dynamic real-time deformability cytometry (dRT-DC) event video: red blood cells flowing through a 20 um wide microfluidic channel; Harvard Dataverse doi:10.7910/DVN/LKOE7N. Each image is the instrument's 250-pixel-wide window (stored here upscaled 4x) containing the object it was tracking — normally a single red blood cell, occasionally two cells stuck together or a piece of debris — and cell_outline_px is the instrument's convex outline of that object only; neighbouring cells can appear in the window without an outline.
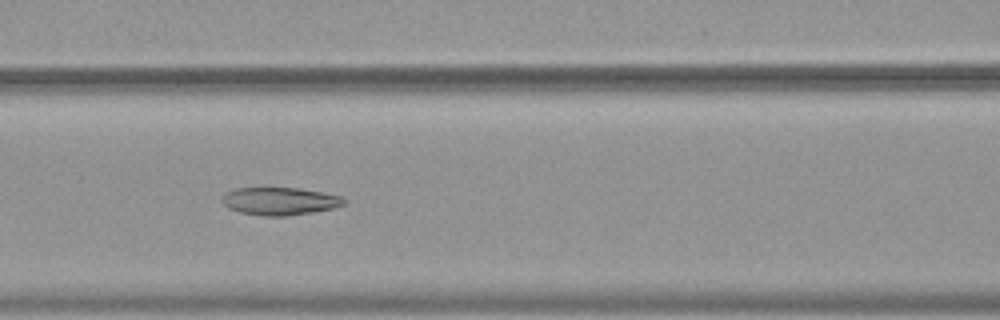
{"species": "common noctule bat (a hibernating species)", "species_latin": "Nyctalus noctula", "temperature_condition": "warm", "stored_images_in_passage": 53, "camera_frame_rate_fps": 3000, "um_per_image_px": 0.085, "animal": {"sex": "female", "body_mass_g": 19.9}, "frame": {"image": 1, "passage_image": 25, "time_ms": 8.0, "image_size_px": [1000, 320], "cell_outline_px": [[348, 200], [344, 204], [332, 208], [312, 212], [284, 216], [264, 216], [240, 212], [228, 208], [220, 200], [228, 192], [236, 188], [300, 188], [324, 192], [340, 196]], "centroid_in_image_um": [23.8, 17.09], "position_along_channel_um": 142.8, "area_um2": 19.59}}
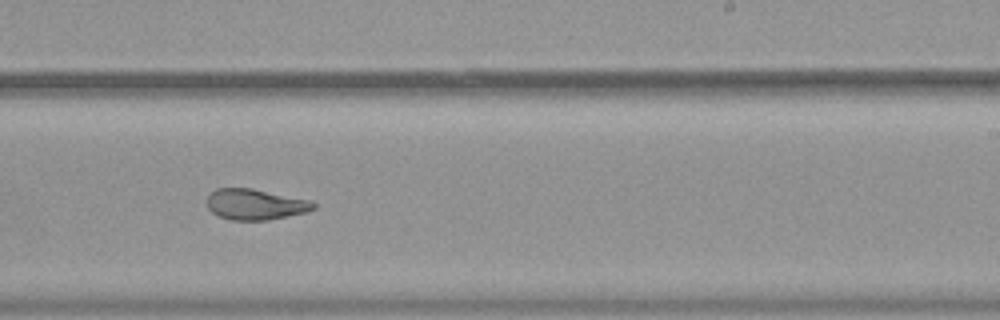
{"frame": {"image": 2, "passage_image": 35, "time_ms": 11.333, "image_size_px": [1000, 320], "cell_outline_px": [[316, 208], [308, 212], [268, 220], [232, 220], [220, 216], [212, 212], [208, 208], [208, 196], [216, 188], [252, 188], [312, 200], [316, 204]], "centroid_in_image_um": [21.75, 17.37], "position_along_channel_um": 267.2, "area_um2": 19.19}}
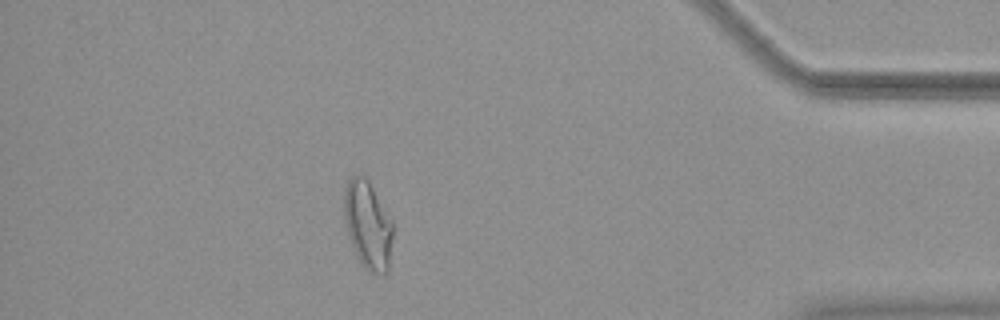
{"frame": {"image": 3, "passage_image": 49, "time_ms": 16.0, "image_size_px": [1000, 320], "cell_outline_px": [[392, 236], [388, 272], [384, 276], [372, 272], [364, 268], [356, 256], [352, 248], [344, 220], [344, 188], [348, 180], [356, 172], [364, 176], [368, 180], [392, 220]], "centroid_in_image_um": [31.25, 19.12], "position_along_channel_um": 404.0, "area_um2": 25.2}}